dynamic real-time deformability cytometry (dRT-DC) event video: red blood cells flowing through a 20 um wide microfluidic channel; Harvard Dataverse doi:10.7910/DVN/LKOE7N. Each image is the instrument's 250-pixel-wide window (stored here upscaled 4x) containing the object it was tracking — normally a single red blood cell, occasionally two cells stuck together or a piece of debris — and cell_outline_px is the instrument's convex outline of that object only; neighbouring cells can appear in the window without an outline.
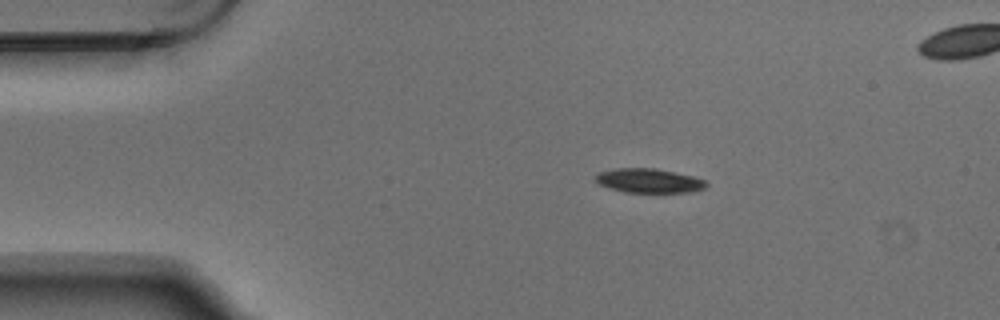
{"species": "Egyptian fruit bat (a non-hibernating species)", "species_latin": "Rousettus aegyptiacus", "temperature_condition": "warm", "stored_images_in_passage": 5, "camera_frame_rate_fps": 3000, "um_per_image_px": 0.085, "animal": {"sex": "male"}, "frame": {"image": 1, "passage_image": 1, "time_ms": 0.0, "image_size_px": [1000, 320], "cell_outline_px": [[708, 184], [704, 188], [692, 192], [624, 192], [608, 188], [596, 184], [592, 176], [600, 172], [616, 168], [656, 168], [692, 176], [704, 180]], "centroid_in_image_um": [55.08, 15.36], "position_along_channel_um": 29.9, "area_um2": 15.78}}
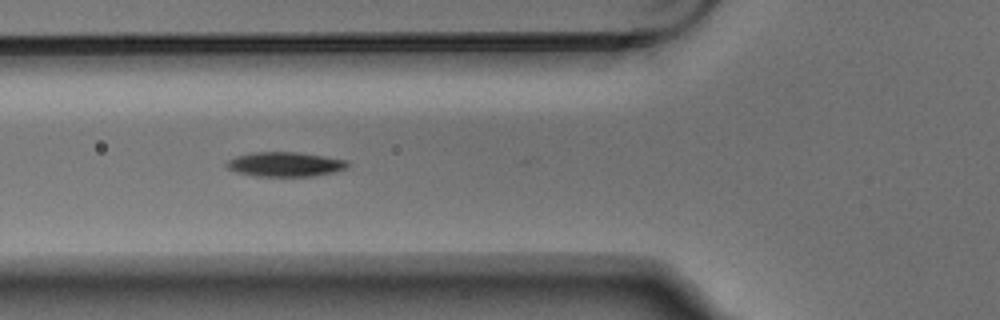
{"frame": {"image": 2, "passage_image": 4, "time_ms": 1.0, "image_size_px": [1000, 320], "cell_outline_px": [[348, 168], [336, 172], [312, 176], [256, 176], [236, 172], [228, 168], [224, 164], [228, 160], [236, 156], [252, 152], [300, 152], [348, 160]], "centroid_in_image_um": [24.25, 13.96], "position_along_channel_um": 101.6, "area_um2": 17.46}}
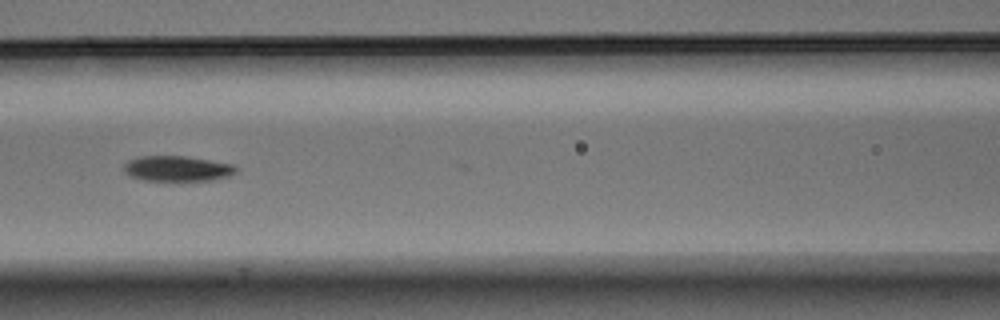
{"frame": {"image": 3, "passage_image": 5, "time_ms": 1.333, "image_size_px": [1000, 320], "cell_outline_px": [[236, 172], [228, 176], [212, 180], [180, 184], [144, 180], [128, 176], [124, 172], [124, 164], [128, 160], [140, 156], [184, 156], [232, 164], [236, 168]], "centroid_in_image_um": [15.02, 14.39], "position_along_channel_um": 151.6, "area_um2": 17.4}}